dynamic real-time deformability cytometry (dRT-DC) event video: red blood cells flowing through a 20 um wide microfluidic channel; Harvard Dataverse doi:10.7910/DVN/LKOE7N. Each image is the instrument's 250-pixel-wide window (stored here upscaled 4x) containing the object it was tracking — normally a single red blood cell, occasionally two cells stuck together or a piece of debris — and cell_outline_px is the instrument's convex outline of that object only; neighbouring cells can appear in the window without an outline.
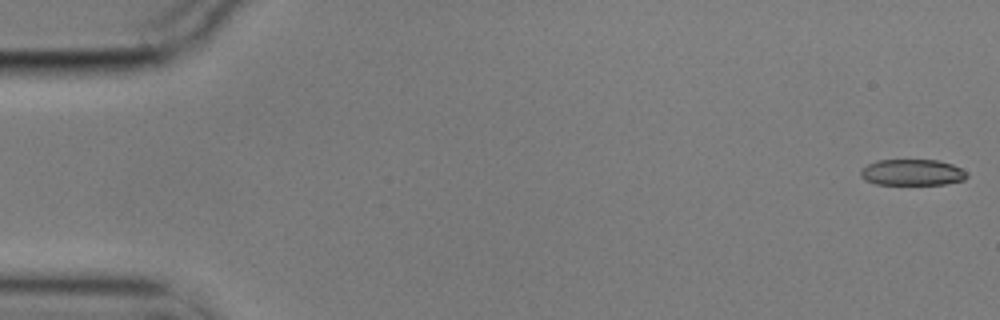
{"species": "common noctule bat (a hibernating species)", "species_latin": "Nyctalus noctula", "temperature_condition": "cold", "stored_images_in_passage": 11, "camera_frame_rate_fps": 3000, "um_per_image_px": 0.085, "animal": {"sex": "male", "body_mass_g": 17.9}, "frame": {"image": 1, "passage_image": 1, "time_ms": 0.0, "image_size_px": [1000, 320], "cell_outline_px": [[968, 176], [964, 180], [944, 184], [876, 184], [864, 180], [860, 176], [860, 168], [876, 160], [936, 160], [952, 164], [968, 172]], "centroid_in_image_um": [77.52, 14.65], "position_along_channel_um": 7.5, "area_um2": 16.3}}